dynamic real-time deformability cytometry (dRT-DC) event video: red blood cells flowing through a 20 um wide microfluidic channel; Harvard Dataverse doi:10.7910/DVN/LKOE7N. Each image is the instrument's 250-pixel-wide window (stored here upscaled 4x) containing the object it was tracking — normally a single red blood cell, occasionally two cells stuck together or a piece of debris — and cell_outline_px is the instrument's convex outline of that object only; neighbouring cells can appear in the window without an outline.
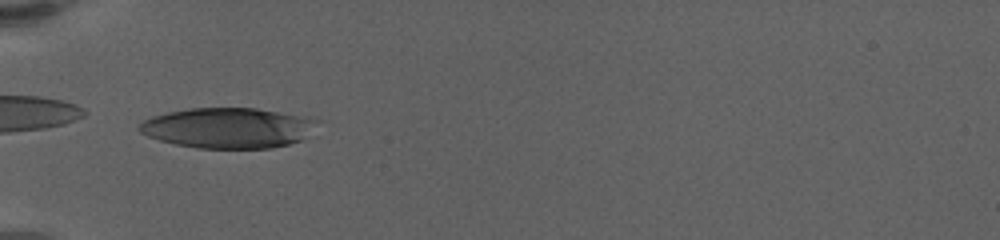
{"species": "human", "species_latin": "Homo sapiens", "temperature_condition": "warm", "stored_images_in_passage": 40, "camera_frame_rate_fps": 3000, "um_per_image_px": 0.085, "donor": {"sex": "female"}, "frame": {"image": 1, "passage_image": 1, "time_ms": 0.0, "image_size_px": [1000, 240], "cell_outline_px": [[324, 120], [300, 140], [288, 144], [272, 148], [196, 148], [176, 144], [160, 140], [148, 136], [140, 132], [136, 128], [144, 120], [152, 116], [168, 112], [188, 108], [256, 108]], "centroid_in_image_um": [19.38, 10.87], "position_along_channel_um": 65.6, "area_um2": 41.85}}
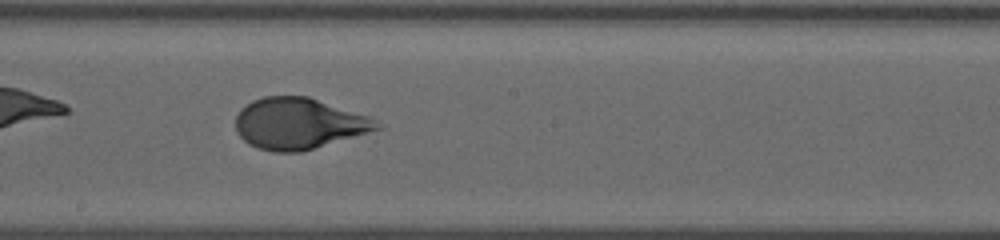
{"frame": {"image": 2, "passage_image": 15, "time_ms": 4.667, "image_size_px": [1000, 240], "cell_outline_px": [[384, 128], [300, 152], [276, 152], [256, 148], [248, 144], [236, 132], [236, 116], [240, 108], [252, 100], [264, 96], [308, 96], [368, 116]], "centroid_in_image_um": [25.35, 10.5], "position_along_channel_um": 222.8, "area_um2": 42.08}}
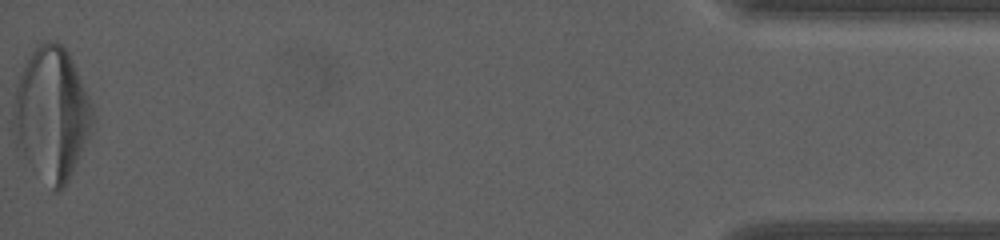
{"frame": {"image": 3, "passage_image": 40, "time_ms": 13.0, "image_size_px": [1000, 240], "cell_outline_px": [[92, 132], [68, 180], [60, 192], [56, 192], [52, 188], [16, 148], [12, 132], [12, 116], [16, 88], [20, 76], [36, 44], [44, 40], [56, 40], [68, 52], [92, 104]], "centroid_in_image_um": [4.37, 9.67], "position_along_channel_um": 430.8, "area_um2": 60.92}, "authors_computed_cell_mechanics": {"area_um2": 43.35, "velocity_mm_per_s": 3.4881, "shape_relaxation_time_tau1_ms": 3.4002, "shape_relaxation_time_tau2_ms": null, "deformation_change_tau1": 0.2134, "deformation_change_tau2": null}}